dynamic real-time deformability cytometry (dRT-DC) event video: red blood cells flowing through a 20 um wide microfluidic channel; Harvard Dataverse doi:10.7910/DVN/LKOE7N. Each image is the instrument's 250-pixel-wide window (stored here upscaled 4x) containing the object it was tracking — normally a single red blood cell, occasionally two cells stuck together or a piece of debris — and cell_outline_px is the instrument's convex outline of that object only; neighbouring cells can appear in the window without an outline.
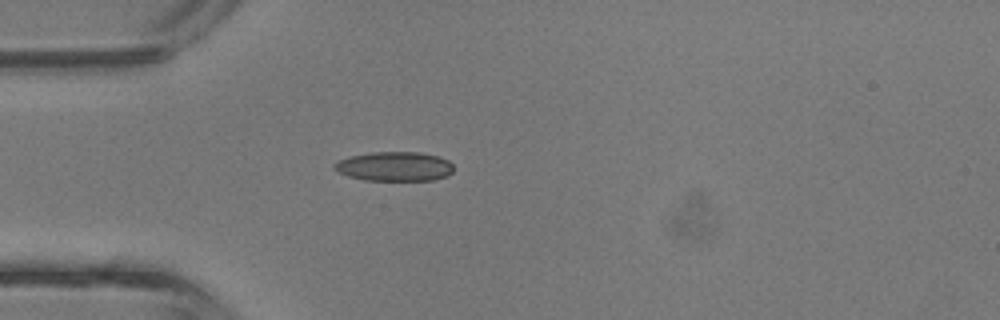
{"species": "common noctule bat (a hibernating species)", "species_latin": "Nyctalus noctula", "temperature_condition": "room temperature", "stored_images_in_passage": 1, "camera_frame_rate_fps": 3000, "um_per_image_px": 0.085, "animal": {"sex": "male", "body_mass_g": 13.3}, "frame": {"image": 1, "passage_image": 1, "time_ms": 0.0, "image_size_px": [1000, 320], "cell_outline_px": [[452, 172], [448, 176], [432, 180], [364, 180], [348, 176], [336, 172], [332, 168], [332, 164], [348, 156], [372, 152], [416, 152], [440, 156], [448, 160], [452, 164]], "centroid_in_image_um": [33.5, 14.14], "position_along_channel_um": 51.5, "area_um2": 20.58}}